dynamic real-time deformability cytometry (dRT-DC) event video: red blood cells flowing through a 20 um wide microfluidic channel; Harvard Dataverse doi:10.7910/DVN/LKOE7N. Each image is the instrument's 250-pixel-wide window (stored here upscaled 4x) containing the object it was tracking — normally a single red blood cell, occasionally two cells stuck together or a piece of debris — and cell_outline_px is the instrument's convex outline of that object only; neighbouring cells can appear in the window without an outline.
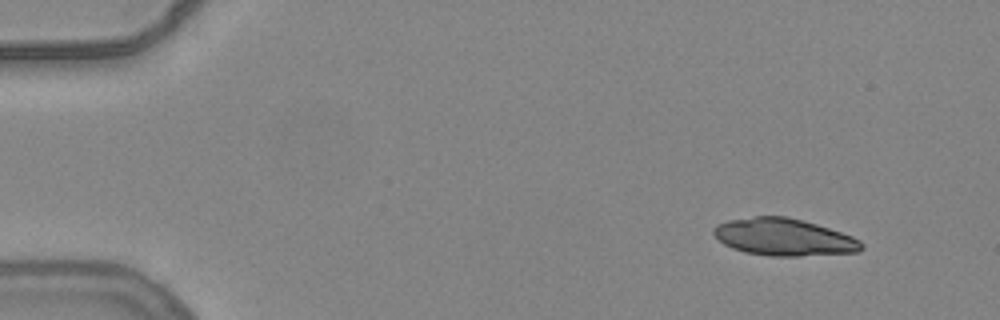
{"species": "common noctule bat (a hibernating species)", "species_latin": "Nyctalus noctula", "temperature_condition": "warm", "stored_images_in_passage": 49, "camera_frame_rate_fps": 3000, "um_per_image_px": 0.085, "animal": {"sex": "female", "body_mass_g": 24.6, "forearm_length_mm": 56.2}, "frame": {"image": 1, "passage_image": 1, "time_ms": 0.0, "image_size_px": [1000, 320], "cell_outline_px": [[864, 248], [860, 252], [800, 256], [768, 256], [744, 252], [732, 248], [724, 244], [712, 232], [712, 228], [716, 224], [728, 220], [756, 216], [788, 216], [816, 224], [852, 236], [860, 240], [864, 244]], "centroid_in_image_um": [66.63, 20.16], "position_along_channel_um": 18.4, "area_um2": 32.19}}